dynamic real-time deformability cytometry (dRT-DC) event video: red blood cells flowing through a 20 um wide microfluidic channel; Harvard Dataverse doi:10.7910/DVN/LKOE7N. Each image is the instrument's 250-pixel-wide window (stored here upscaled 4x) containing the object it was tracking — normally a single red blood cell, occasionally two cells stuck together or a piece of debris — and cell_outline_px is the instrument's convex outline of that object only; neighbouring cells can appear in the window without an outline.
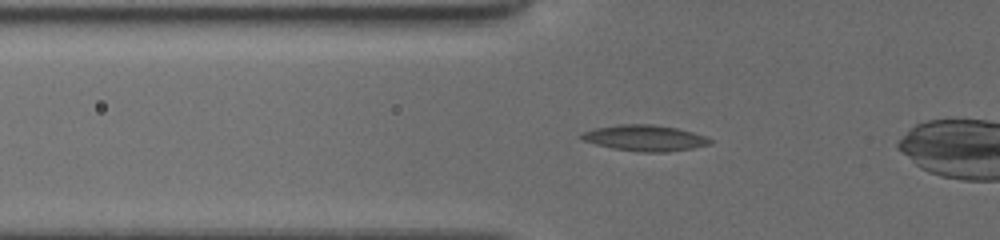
{"species": "common noctule bat (a hibernating species)", "species_latin": "Nyctalus noctula", "temperature_condition": "cold", "stored_images_in_passage": 38, "camera_frame_rate_fps": 3000, "um_per_image_px": 0.085, "animal": {"sex": "female", "body_mass_g": 19.5, "forearm_length_mm": 54.1}, "frame": {"image": 1, "passage_image": 10, "time_ms": 3.0, "image_size_px": [1000, 240], "cell_outline_px": [[712, 144], [692, 148], [668, 152], [640, 152], [612, 148], [596, 144], [584, 140], [580, 136], [584, 132], [596, 128], [620, 124], [652, 124], [676, 128], [692, 132], [704, 136], [712, 140]], "centroid_in_image_um": [54.84, 11.73], "position_along_channel_um": 71.0, "area_um2": 19.25}}
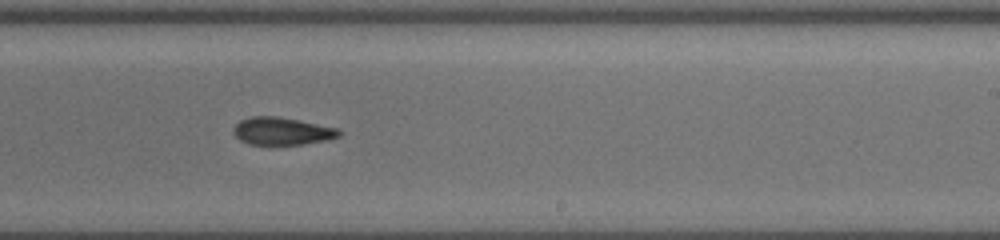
{"frame": {"image": 2, "passage_image": 25, "time_ms": 8.0, "image_size_px": [1000, 240], "cell_outline_px": [[344, 132], [340, 136], [324, 140], [300, 144], [248, 144], [240, 140], [232, 132], [236, 124], [240, 120], [252, 116], [276, 116], [340, 128]], "centroid_in_image_um": [23.98, 11.14], "position_along_channel_um": 265.0, "area_um2": 16.88}}
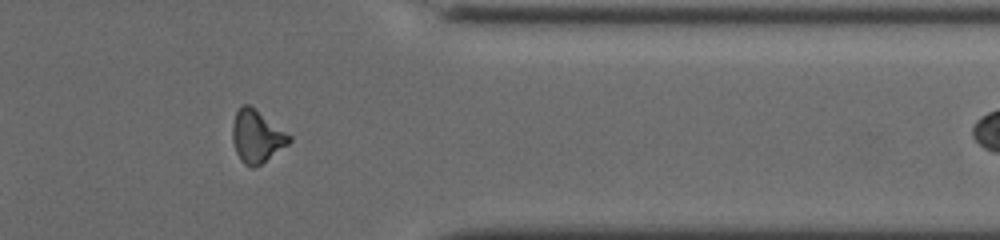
{"frame": {"image": 3, "passage_image": 35, "time_ms": 11.333, "image_size_px": [1000, 240], "cell_outline_px": [[292, 140], [288, 144], [260, 164], [252, 168], [244, 164], [240, 160], [236, 152], [232, 140], [232, 124], [236, 112], [244, 104], [248, 104], [292, 136]], "centroid_in_image_um": [21.8, 11.61], "position_along_channel_um": 389.6, "area_um2": 17.05}}